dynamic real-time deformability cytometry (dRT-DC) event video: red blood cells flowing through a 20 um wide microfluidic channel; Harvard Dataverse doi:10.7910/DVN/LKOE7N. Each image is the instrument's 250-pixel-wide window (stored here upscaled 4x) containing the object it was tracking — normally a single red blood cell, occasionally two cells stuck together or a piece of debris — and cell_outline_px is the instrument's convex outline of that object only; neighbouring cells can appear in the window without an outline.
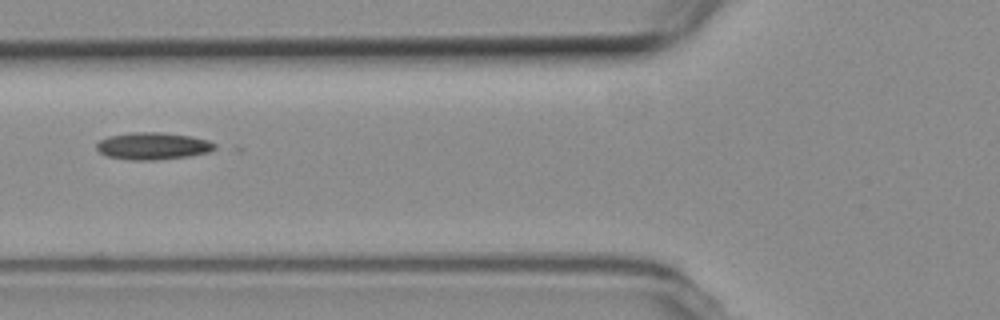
{"species": "common noctule bat (a hibernating species)", "species_latin": "Nyctalus noctula", "temperature_condition": "room temperature", "stored_images_in_passage": 8, "camera_frame_rate_fps": 3000, "um_per_image_px": 0.085, "animal": {"sex": "female", "body_mass_g": 19.3, "forearm_length_mm": 54.1}, "frame": {"image": 1, "passage_image": 6, "time_ms": 5.667, "image_size_px": [1000, 320], "cell_outline_px": [[216, 148], [208, 152], [188, 156], [152, 160], [132, 160], [108, 156], [100, 152], [96, 148], [96, 144], [100, 140], [108, 136], [132, 132], [160, 132], [192, 136], [208, 140], [216, 144]], "centroid_in_image_um": [13.0, 12.4], "position_along_channel_um": 112.8, "area_um2": 18.61}}
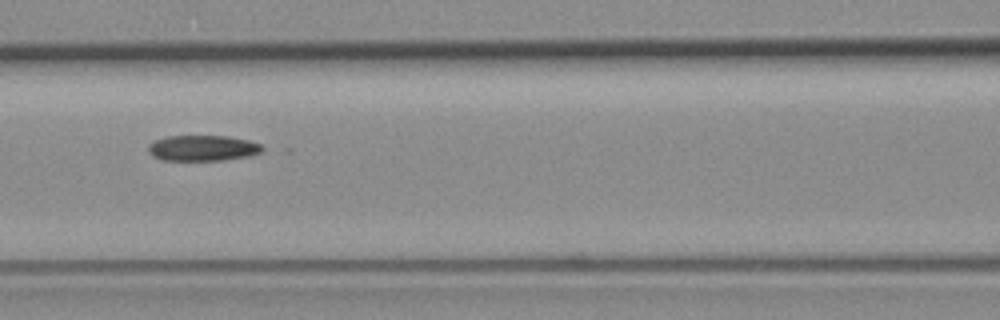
{"frame": {"image": 2, "passage_image": 7, "time_ms": 6.667, "image_size_px": [1000, 320], "cell_outline_px": [[268, 148], [260, 152], [248, 156], [224, 160], [164, 160], [152, 156], [148, 152], [148, 144], [152, 140], [168, 136], [228, 136], [248, 140], [260, 144]], "centroid_in_image_um": [17.22, 12.58], "position_along_channel_um": 149.4, "area_um2": 17.22}}
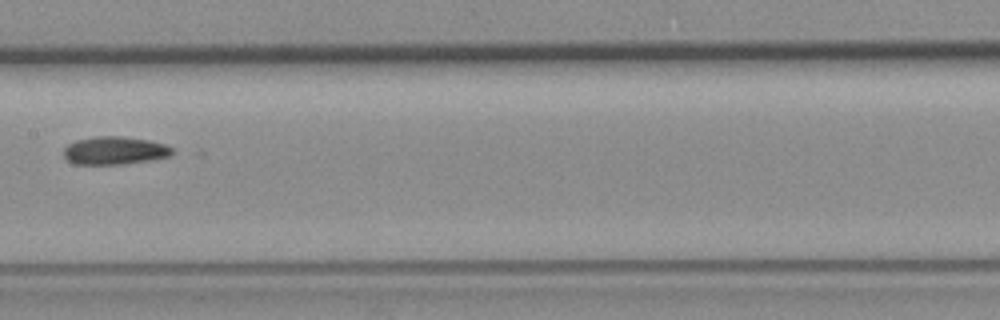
{"frame": {"image": 3, "passage_image": 8, "time_ms": 8.0, "image_size_px": [1000, 320], "cell_outline_px": [[176, 152], [168, 156], [152, 160], [120, 164], [76, 164], [68, 160], [64, 156], [64, 148], [68, 144], [76, 140], [96, 136], [120, 136], [148, 140], [164, 144], [172, 148]], "centroid_in_image_um": [9.75, 12.79], "position_along_channel_um": 197.6, "area_um2": 17.63}}